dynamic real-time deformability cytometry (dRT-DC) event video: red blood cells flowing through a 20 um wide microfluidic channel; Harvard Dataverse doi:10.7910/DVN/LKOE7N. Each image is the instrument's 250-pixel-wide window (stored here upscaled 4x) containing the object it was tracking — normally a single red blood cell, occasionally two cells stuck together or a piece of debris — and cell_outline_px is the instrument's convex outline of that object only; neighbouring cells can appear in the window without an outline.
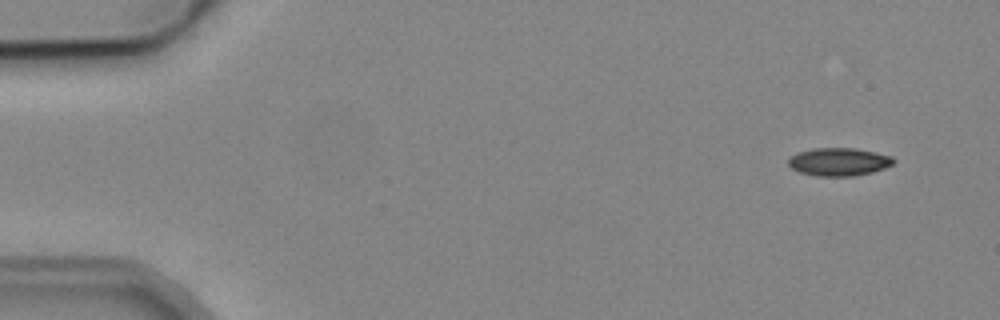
{"species": "common noctule bat (a hibernating species)", "species_latin": "Nyctalus noctula", "temperature_condition": "cold", "stored_images_in_passage": 5, "camera_frame_rate_fps": 3000, "um_per_image_px": 0.085, "animal": {"sex": "male", "body_mass_g": 19.2, "forearm_length_mm": 51.8}, "frame": {"image": 1, "passage_image": 1, "time_ms": 0.0, "image_size_px": [1000, 320], "cell_outline_px": [[896, 160], [892, 164], [884, 168], [872, 172], [852, 176], [816, 176], [800, 172], [792, 168], [788, 164], [788, 160], [792, 156], [800, 152], [812, 148], [856, 148], [892, 156]], "centroid_in_image_um": [71.32, 13.75], "position_along_channel_um": 13.7, "area_um2": 17.05}}